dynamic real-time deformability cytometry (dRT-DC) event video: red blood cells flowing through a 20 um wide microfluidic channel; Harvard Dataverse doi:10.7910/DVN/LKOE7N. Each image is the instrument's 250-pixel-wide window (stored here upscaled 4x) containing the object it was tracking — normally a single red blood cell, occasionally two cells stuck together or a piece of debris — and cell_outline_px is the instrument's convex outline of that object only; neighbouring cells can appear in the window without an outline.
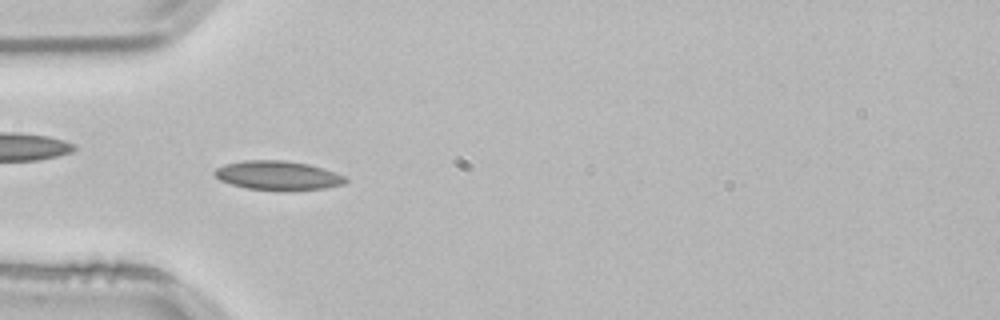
{"species": "common noctule bat (a hibernating species)", "species_latin": "Nyctalus noctula", "temperature_condition": "room temperature", "stored_images_in_passage": 38, "camera_frame_rate_fps": 3000, "um_per_image_px": 0.085, "animal": {"sex": "male", "body_mass_g": 21.5, "forearm_length_mm": 52.0}, "frame": {"image": 1, "passage_image": 1, "time_ms": 0.0, "image_size_px": [1000, 320], "cell_outline_px": [[348, 180], [344, 184], [324, 188], [248, 188], [232, 184], [220, 180], [212, 172], [216, 168], [224, 164], [244, 160], [284, 160], [308, 164], [336, 172], [344, 176]], "centroid_in_image_um": [23.59, 14.86], "position_along_channel_um": 61.4, "area_um2": 21.39}}
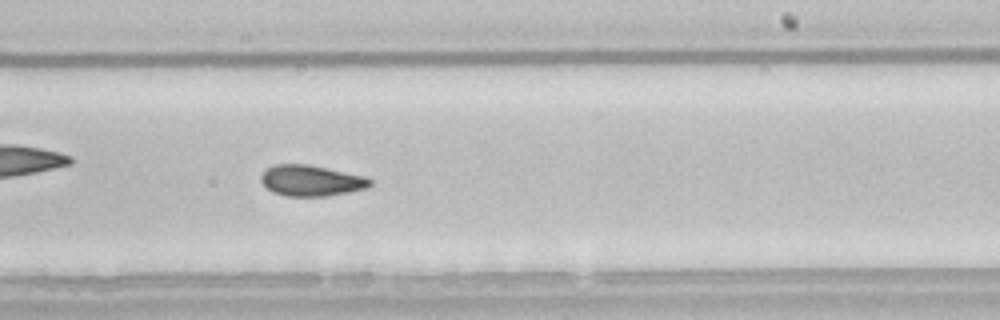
{"frame": {"image": 2, "passage_image": 17, "time_ms": 5.333, "image_size_px": [1000, 320], "cell_outline_px": [[372, 184], [364, 188], [348, 192], [328, 196], [288, 196], [272, 192], [260, 180], [260, 176], [264, 168], [272, 164], [308, 164], [364, 176], [372, 180]], "centroid_in_image_um": [26.39, 15.34], "position_along_channel_um": 262.6, "area_um2": 19.65}, "authors_computed_cell_mechanics": {"area_um2": 19.7676, "velocity_mm_per_s": 3.8047, "shape_relaxation_time_tau1_ms": null, "shape_relaxation_time_tau2_ms": 3.1691, "deformation_change_tau1": null, "deformation_change_tau2": 0.0695}}